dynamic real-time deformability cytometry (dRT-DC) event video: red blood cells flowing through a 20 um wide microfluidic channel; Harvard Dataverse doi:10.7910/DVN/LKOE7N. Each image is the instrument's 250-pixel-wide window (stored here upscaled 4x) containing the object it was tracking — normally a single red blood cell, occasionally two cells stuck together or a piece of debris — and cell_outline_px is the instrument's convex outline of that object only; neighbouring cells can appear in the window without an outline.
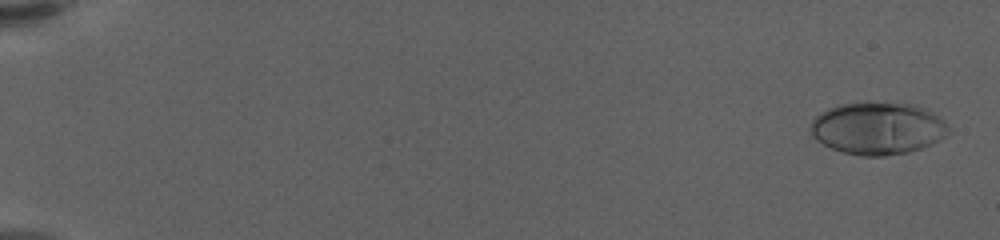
{"species": "human", "species_latin": "Homo sapiens", "temperature_condition": "warm", "stored_images_in_passage": 59, "camera_frame_rate_fps": 3000, "um_per_image_px": 0.085, "donor": {"sex": "female"}, "frame": {"image": 1, "passage_image": 2, "time_ms": 0.333, "image_size_px": [1000, 240], "cell_outline_px": [[948, 132], [940, 140], [932, 144], [908, 152], [884, 156], [860, 156], [844, 152], [832, 148], [816, 140], [812, 132], [812, 120], [820, 112], [828, 108], [840, 104], [868, 100], [916, 104], [928, 108], [940, 116], [944, 120], [948, 128]], "centroid_in_image_um": [74.64, 10.86], "position_along_channel_um": 10.4, "area_um2": 42.71}}
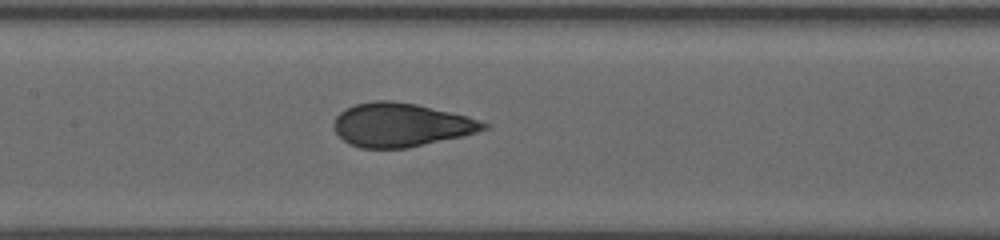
{"frame": {"image": 2, "passage_image": 31, "time_ms": 10.0, "image_size_px": [1000, 240], "cell_outline_px": [[488, 128], [464, 136], [408, 148], [360, 148], [344, 140], [336, 132], [332, 124], [336, 116], [344, 108], [356, 104], [376, 100], [392, 100], [416, 104], [468, 116], [488, 124]], "centroid_in_image_um": [34.07, 10.61], "position_along_channel_um": 173.3, "area_um2": 38.09}}
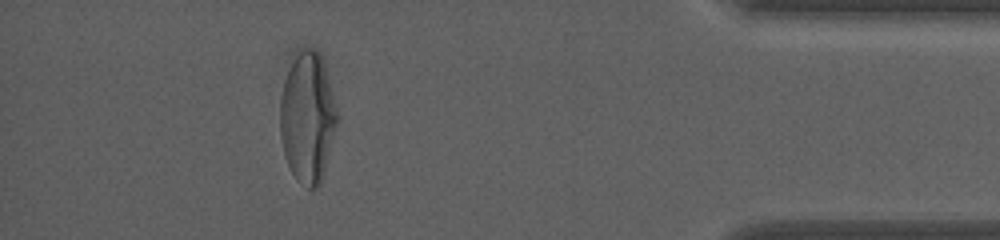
{"frame": {"image": 3, "passage_image": 54, "time_ms": 17.667, "image_size_px": [1000, 240], "cell_outline_px": [[340, 120], [324, 172], [320, 184], [316, 188], [308, 188], [296, 180], [284, 156], [280, 136], [280, 100], [284, 80], [288, 68], [296, 56], [304, 48], [316, 48], [320, 56], [340, 116]], "centroid_in_image_um": [26.16, 10.03], "position_along_channel_um": 409.0, "area_um2": 43.58}, "authors_computed_cell_mechanics": {"area_um2": 38.6104, "velocity_mm_per_s": 3.5989, "shape_relaxation_time_tau1_ms": 5.499, "shape_relaxation_time_tau2_ms": null, "deformation_change_tau1": 0.2306, "deformation_change_tau2": null}}